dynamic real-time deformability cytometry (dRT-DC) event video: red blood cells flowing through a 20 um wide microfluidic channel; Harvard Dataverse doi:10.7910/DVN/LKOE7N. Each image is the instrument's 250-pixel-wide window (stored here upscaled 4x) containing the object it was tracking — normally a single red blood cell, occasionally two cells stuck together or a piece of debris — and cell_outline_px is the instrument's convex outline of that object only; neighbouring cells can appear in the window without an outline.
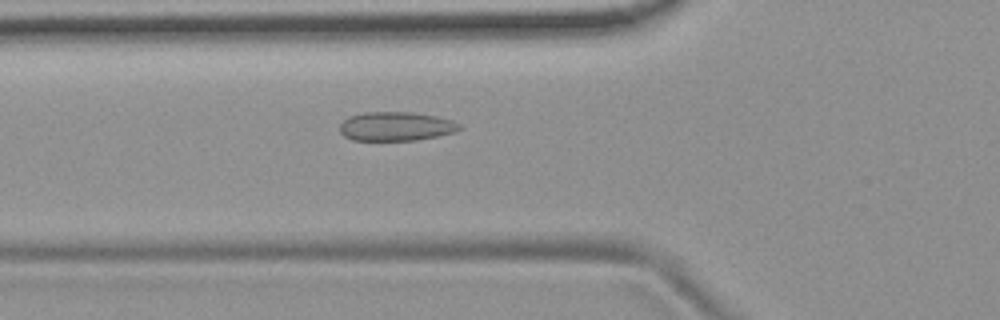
{"species": "common noctule bat (a hibernating species)", "species_latin": "Nyctalus noctula", "temperature_condition": "room temperature", "stored_images_in_passage": 43, "camera_frame_rate_fps": 3000, "um_per_image_px": 0.085, "animal": {"sex": "female", "body_mass_g": 19.9}, "frame": {"image": 1, "passage_image": 8, "time_ms": 2.333, "image_size_px": [1000, 320], "cell_outline_px": [[464, 128], [456, 132], [416, 140], [352, 140], [344, 136], [340, 132], [340, 124], [348, 116], [364, 112], [412, 112], [436, 116], [452, 120], [460, 124]], "centroid_in_image_um": [33.67, 10.73], "position_along_channel_um": 92.1, "area_um2": 20.35}}
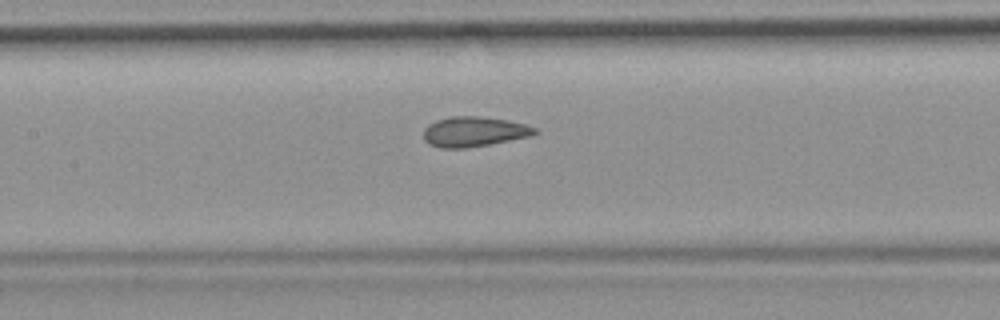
{"frame": {"image": 2, "passage_image": 14, "time_ms": 4.333, "image_size_px": [1000, 320], "cell_outline_px": [[540, 132], [528, 136], [488, 144], [464, 148], [440, 148], [428, 144], [424, 140], [424, 128], [428, 124], [436, 120], [452, 116], [480, 116], [508, 120], [528, 124], [536, 128]], "centroid_in_image_um": [40.27, 11.18], "position_along_channel_um": 167.1, "area_um2": 19.48}}
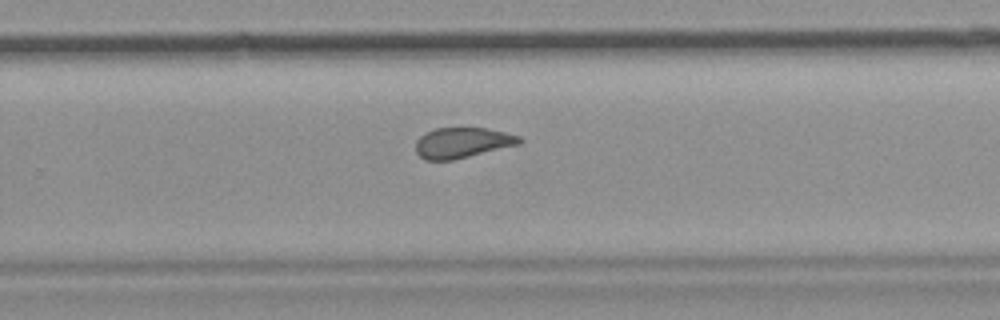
{"frame": {"image": 3, "passage_image": 24, "time_ms": 7.667, "image_size_px": [1000, 320], "cell_outline_px": [[524, 140], [520, 144], [452, 160], [424, 160], [416, 152], [416, 140], [424, 132], [436, 128], [488, 128], [520, 136]], "centroid_in_image_um": [39.29, 12.12], "position_along_channel_um": 290.5, "area_um2": 18.44}, "authors_computed_cell_mechanics": {"area_um2": 19.652, "velocity_mm_per_s": 3.7309, "shape_relaxation_time_tau1_ms": null, "shape_relaxation_time_tau2_ms": 1.381, "deformation_change_tau1": null, "deformation_change_tau2": 0.0587}}